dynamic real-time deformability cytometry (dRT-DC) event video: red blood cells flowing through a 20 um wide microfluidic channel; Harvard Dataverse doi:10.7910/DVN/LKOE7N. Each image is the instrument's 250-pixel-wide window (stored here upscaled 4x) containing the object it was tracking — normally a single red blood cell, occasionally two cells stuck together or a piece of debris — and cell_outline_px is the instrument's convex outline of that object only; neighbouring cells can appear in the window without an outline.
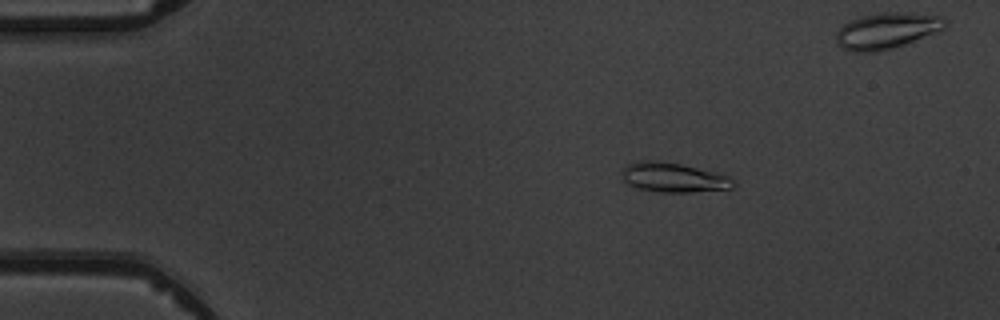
{"species": "common noctule bat (a hibernating species)", "species_latin": "Nyctalus noctula", "temperature_condition": "warm", "stored_images_in_passage": 6, "camera_frame_rate_fps": 3000, "um_per_image_px": 0.085, "animal": {"sex": "male", "body_mass_g": 19.5, "forearm_length_mm": 54.6}, "frame": {"image": 1, "passage_image": 3, "time_ms": 2.333, "image_size_px": [1000, 320], "cell_outline_px": [[736, 184], [732, 188], [688, 192], [660, 192], [640, 188], [628, 184], [624, 180], [620, 172], [628, 164], [640, 160], [648, 160], [680, 164], [716, 172], [728, 176]], "centroid_in_image_um": [57.23, 15.08], "position_along_channel_um": 27.8, "area_um2": 18.9}}